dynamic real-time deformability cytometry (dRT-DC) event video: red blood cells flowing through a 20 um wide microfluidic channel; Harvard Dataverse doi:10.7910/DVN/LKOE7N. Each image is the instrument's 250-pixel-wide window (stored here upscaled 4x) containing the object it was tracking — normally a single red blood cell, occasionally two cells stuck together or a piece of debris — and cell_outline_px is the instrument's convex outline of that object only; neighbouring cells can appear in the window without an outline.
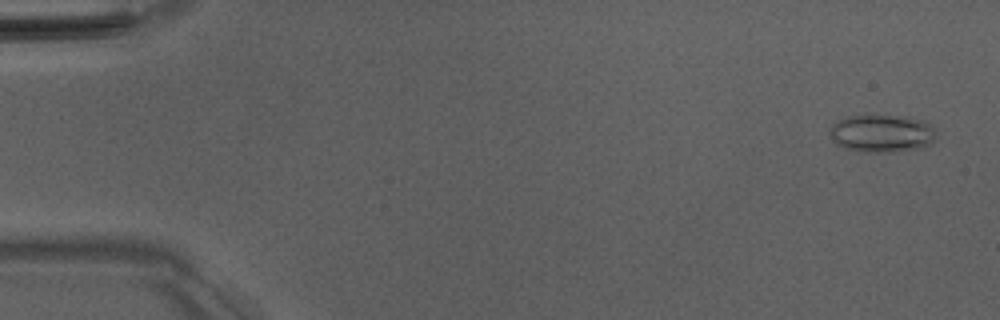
{"species": "Egyptian fruit bat (a non-hibernating species)", "species_latin": "Rousettus aegyptiacus", "temperature_condition": "room temperature", "stored_images_in_passage": 52, "camera_frame_rate_fps": 3000, "um_per_image_px": 0.085, "animal": {"sex": "male"}, "frame": {"image": 1, "passage_image": 3, "time_ms": 0.667, "image_size_px": [1000, 320], "cell_outline_px": [[936, 136], [932, 144], [924, 148], [896, 152], [864, 152], [844, 148], [836, 144], [832, 140], [828, 132], [832, 124], [848, 116], [908, 116], [924, 120], [932, 124]], "centroid_in_image_um": [75.0, 11.36], "position_along_channel_um": 10.0, "area_um2": 23.81}}
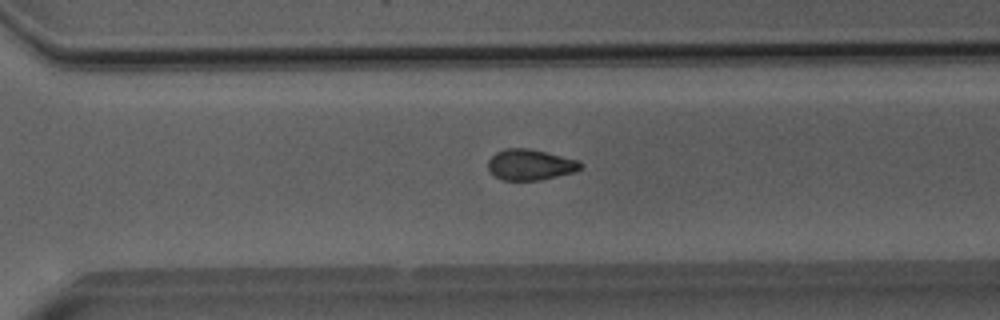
{"frame": {"image": 2, "passage_image": 37, "time_ms": 12.0, "image_size_px": [1000, 320], "cell_outline_px": [[580, 168], [572, 172], [540, 180], [504, 180], [492, 176], [488, 168], [488, 160], [496, 152], [504, 148], [528, 148], [576, 160], [580, 164]], "centroid_in_image_um": [44.97, 14.0], "position_along_channel_um": 325.6, "area_um2": 16.3}}
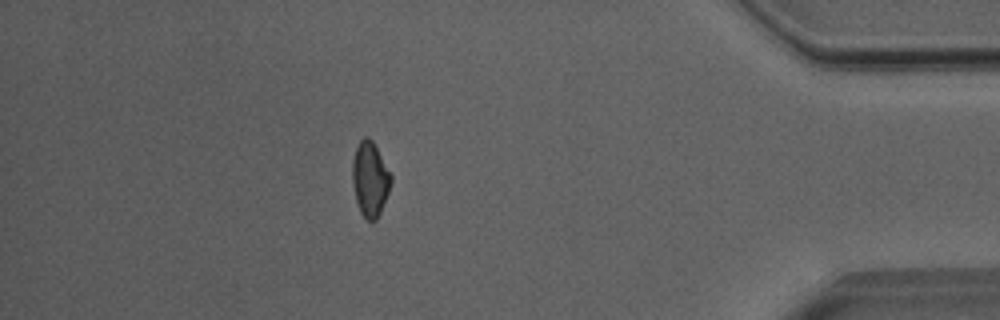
{"frame": {"image": 3, "passage_image": 46, "time_ms": 15.0, "image_size_px": [1000, 320], "cell_outline_px": [[392, 180], [388, 192], [380, 212], [376, 220], [368, 220], [360, 212], [356, 200], [352, 184], [352, 160], [356, 148], [360, 140], [364, 136], [368, 136], [372, 140], [392, 176]], "centroid_in_image_um": [31.44, 15.2], "position_along_channel_um": 403.8, "area_um2": 16.65}, "authors_computed_cell_mechanics": {"area_um2": 17.3978, "velocity_mm_per_s": 4.043, "shape_relaxation_time_tau1_ms": null, "shape_relaxation_time_tau2_ms": 2.8225, "deformation_change_tau1": null, "deformation_change_tau2": 0.0804}}